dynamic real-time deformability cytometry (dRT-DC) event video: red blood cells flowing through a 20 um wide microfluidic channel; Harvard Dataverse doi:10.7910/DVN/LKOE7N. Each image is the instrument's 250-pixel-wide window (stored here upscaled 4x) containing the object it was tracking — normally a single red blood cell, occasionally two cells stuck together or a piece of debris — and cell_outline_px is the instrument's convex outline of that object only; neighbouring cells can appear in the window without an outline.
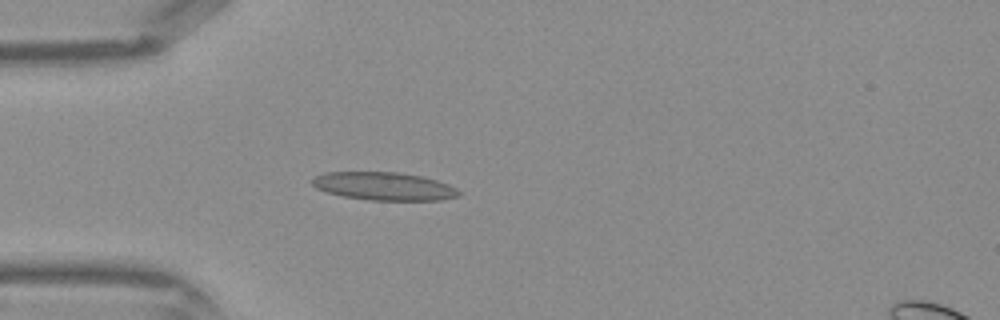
{"species": "Egyptian fruit bat (a non-hibernating species)", "species_latin": "Rousettus aegyptiacus", "temperature_condition": "warm", "stored_images_in_passage": 33, "camera_frame_rate_fps": 3000, "um_per_image_px": 0.085, "frame": {"image": 1, "passage_image": 5, "time_ms": 1.333, "image_size_px": [1000, 320], "cell_outline_px": [[460, 196], [440, 200], [368, 200], [344, 196], [328, 192], [316, 188], [312, 184], [312, 180], [316, 176], [324, 172], [396, 172], [420, 176], [436, 180], [448, 184], [456, 188], [460, 192]], "centroid_in_image_um": [32.65, 15.83], "position_along_channel_um": 52.4, "area_um2": 23.81}}
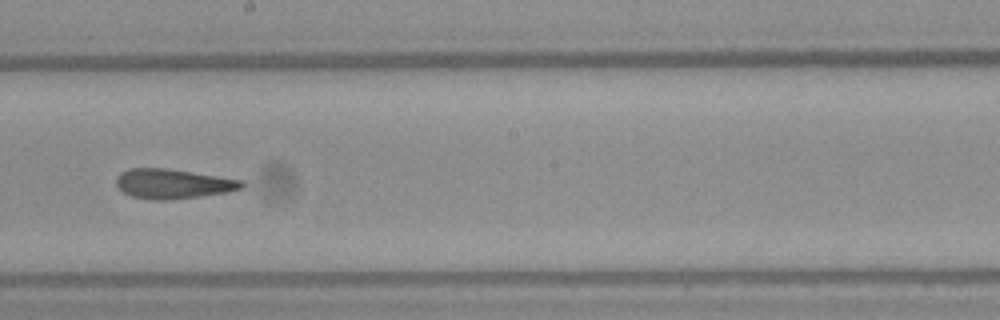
{"frame": {"image": 2, "passage_image": 17, "time_ms": 5.333, "image_size_px": [1000, 320], "cell_outline_px": [[244, 184], [240, 188], [228, 192], [164, 200], [156, 200], [132, 196], [124, 192], [116, 184], [116, 176], [120, 172], [128, 168], [164, 168], [244, 180]], "centroid_in_image_um": [14.66, 15.61], "position_along_channel_um": 233.5, "area_um2": 21.33}}
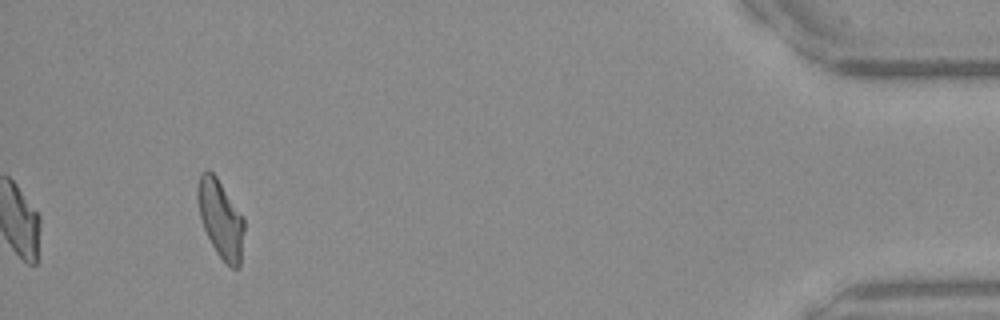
{"frame": {"image": 3, "passage_image": 33, "time_ms": 10.667, "image_size_px": [1000, 320], "cell_outline_px": [[244, 228], [240, 264], [236, 268], [232, 268], [216, 252], [204, 228], [200, 216], [196, 196], [196, 188], [200, 176], [204, 172], [212, 172], [216, 176], [244, 216]], "centroid_in_image_um": [18.76, 18.58], "position_along_channel_um": 416.4, "area_um2": 20.87}}